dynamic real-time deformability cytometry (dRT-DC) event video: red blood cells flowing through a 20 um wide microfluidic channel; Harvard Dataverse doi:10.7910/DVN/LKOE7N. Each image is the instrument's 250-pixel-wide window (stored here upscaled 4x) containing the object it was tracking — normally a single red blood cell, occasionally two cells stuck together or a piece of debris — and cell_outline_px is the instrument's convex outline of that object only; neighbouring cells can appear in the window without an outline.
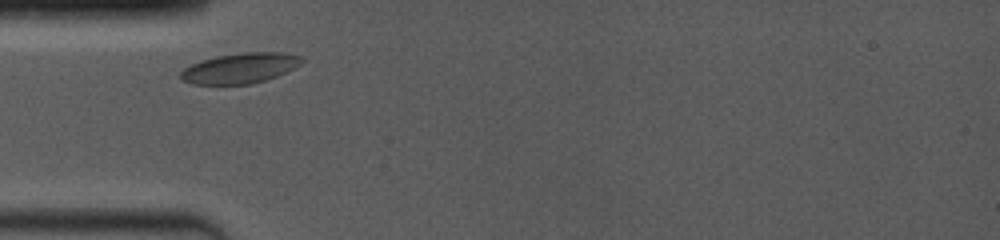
{"species": "common noctule bat (a hibernating species)", "species_latin": "Nyctalus noctula", "temperature_condition": "room temperature", "stored_images_in_passage": 48, "camera_frame_rate_fps": 4000, "um_per_image_px": 0.085, "animal": {"sex": "female", "body_mass_g": 19.0, "forearm_length_mm": 53.3}, "frame": {"image": 1, "passage_image": 6, "time_ms": 0.5, "image_size_px": [1000, 240], "cell_outline_px": [[304, 60], [300, 64], [276, 76], [252, 84], [192, 84], [184, 80], [180, 76], [180, 72], [184, 68], [200, 60], [216, 56], [244, 52], [284, 52], [304, 56]], "centroid_in_image_um": [20.42, 5.78], "position_along_channel_um": 64.6, "area_um2": 21.33}}
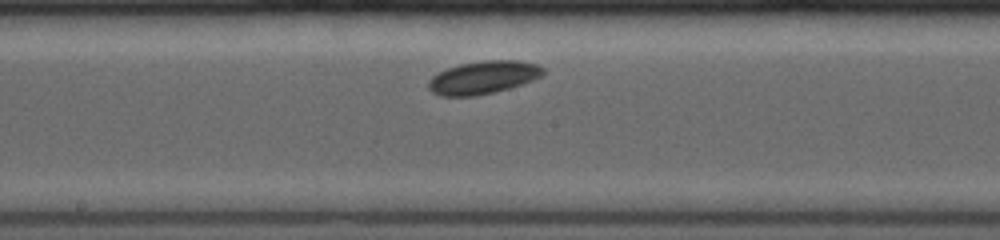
{"frame": {"image": 2, "passage_image": 36, "time_ms": 4.25, "image_size_px": [1000, 240], "cell_outline_px": [[544, 72], [540, 76], [532, 80], [508, 88], [476, 96], [440, 96], [432, 92], [428, 88], [428, 80], [432, 76], [448, 68], [460, 64], [484, 60], [520, 60], [540, 64], [544, 68]], "centroid_in_image_um": [41.07, 6.57], "position_along_channel_um": 207.1, "area_um2": 21.96}}
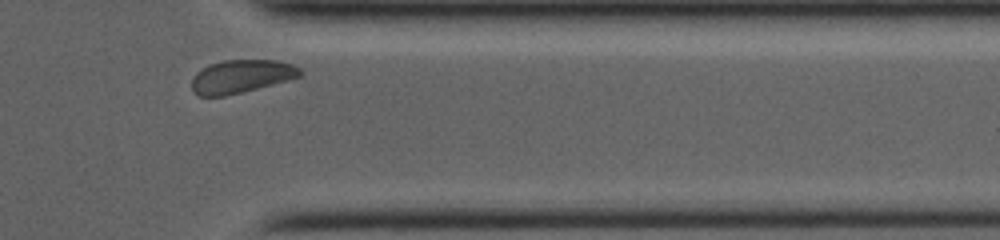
{"frame": {"image": 3, "passage_image": 47, "time_ms": 9.0, "image_size_px": [1000, 240], "cell_outline_px": [[304, 72], [300, 76], [288, 80], [224, 96], [200, 96], [192, 92], [192, 76], [196, 72], [212, 64], [224, 60], [276, 60], [292, 64], [300, 68]], "centroid_in_image_um": [20.5, 6.49], "position_along_channel_um": 390.9, "area_um2": 20.75}, "authors_computed_cell_mechanics": {"area_um2": 21.3282, "velocity_mm_per_s": 3.8311, "shape_relaxation_time_tau1_ms": 3.0399, "shape_relaxation_time_tau2_ms": null, "deformation_change_tau1": 0.0852, "deformation_change_tau2": null}}